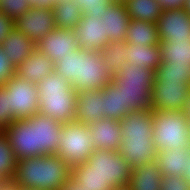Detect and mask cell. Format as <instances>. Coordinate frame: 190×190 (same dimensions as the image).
Instances as JSON below:
<instances>
[{"label":"cell","mask_w":190,"mask_h":190,"mask_svg":"<svg viewBox=\"0 0 190 190\" xmlns=\"http://www.w3.org/2000/svg\"><path fill=\"white\" fill-rule=\"evenodd\" d=\"M55 72L77 91L102 89L110 84L113 74L100 51L79 48L55 63Z\"/></svg>","instance_id":"cell-1"},{"label":"cell","mask_w":190,"mask_h":190,"mask_svg":"<svg viewBox=\"0 0 190 190\" xmlns=\"http://www.w3.org/2000/svg\"><path fill=\"white\" fill-rule=\"evenodd\" d=\"M119 125L122 134L119 153L132 169L157 161V150L153 142L152 110L131 111L119 120Z\"/></svg>","instance_id":"cell-2"},{"label":"cell","mask_w":190,"mask_h":190,"mask_svg":"<svg viewBox=\"0 0 190 190\" xmlns=\"http://www.w3.org/2000/svg\"><path fill=\"white\" fill-rule=\"evenodd\" d=\"M71 179V167L57 154L17 160L12 183L32 190H60Z\"/></svg>","instance_id":"cell-3"},{"label":"cell","mask_w":190,"mask_h":190,"mask_svg":"<svg viewBox=\"0 0 190 190\" xmlns=\"http://www.w3.org/2000/svg\"><path fill=\"white\" fill-rule=\"evenodd\" d=\"M39 114L63 124L76 121L78 92L56 72L37 84Z\"/></svg>","instance_id":"cell-4"},{"label":"cell","mask_w":190,"mask_h":190,"mask_svg":"<svg viewBox=\"0 0 190 190\" xmlns=\"http://www.w3.org/2000/svg\"><path fill=\"white\" fill-rule=\"evenodd\" d=\"M155 72L133 67L125 63L122 69L116 72L111 82L121 91L123 106L129 111L151 110V94L154 87Z\"/></svg>","instance_id":"cell-5"},{"label":"cell","mask_w":190,"mask_h":190,"mask_svg":"<svg viewBox=\"0 0 190 190\" xmlns=\"http://www.w3.org/2000/svg\"><path fill=\"white\" fill-rule=\"evenodd\" d=\"M152 119L157 151L190 146L189 121L182 111H152Z\"/></svg>","instance_id":"cell-6"},{"label":"cell","mask_w":190,"mask_h":190,"mask_svg":"<svg viewBox=\"0 0 190 190\" xmlns=\"http://www.w3.org/2000/svg\"><path fill=\"white\" fill-rule=\"evenodd\" d=\"M91 138L88 125L78 121L63 123L56 154L72 168L87 161L96 150Z\"/></svg>","instance_id":"cell-7"},{"label":"cell","mask_w":190,"mask_h":190,"mask_svg":"<svg viewBox=\"0 0 190 190\" xmlns=\"http://www.w3.org/2000/svg\"><path fill=\"white\" fill-rule=\"evenodd\" d=\"M87 162L90 164V169L94 170L114 190L128 187L132 168L119 152L96 149Z\"/></svg>","instance_id":"cell-8"},{"label":"cell","mask_w":190,"mask_h":190,"mask_svg":"<svg viewBox=\"0 0 190 190\" xmlns=\"http://www.w3.org/2000/svg\"><path fill=\"white\" fill-rule=\"evenodd\" d=\"M4 86L8 90L9 109L16 119H27L39 113L36 84L14 74Z\"/></svg>","instance_id":"cell-9"},{"label":"cell","mask_w":190,"mask_h":190,"mask_svg":"<svg viewBox=\"0 0 190 190\" xmlns=\"http://www.w3.org/2000/svg\"><path fill=\"white\" fill-rule=\"evenodd\" d=\"M190 92V83L154 81L151 94L152 111H182Z\"/></svg>","instance_id":"cell-10"},{"label":"cell","mask_w":190,"mask_h":190,"mask_svg":"<svg viewBox=\"0 0 190 190\" xmlns=\"http://www.w3.org/2000/svg\"><path fill=\"white\" fill-rule=\"evenodd\" d=\"M4 133L9 138L17 160L39 156L36 125H32L27 119H17L4 130Z\"/></svg>","instance_id":"cell-11"},{"label":"cell","mask_w":190,"mask_h":190,"mask_svg":"<svg viewBox=\"0 0 190 190\" xmlns=\"http://www.w3.org/2000/svg\"><path fill=\"white\" fill-rule=\"evenodd\" d=\"M15 27L38 44L44 36L57 27L53 9L31 8L15 21Z\"/></svg>","instance_id":"cell-12"},{"label":"cell","mask_w":190,"mask_h":190,"mask_svg":"<svg viewBox=\"0 0 190 190\" xmlns=\"http://www.w3.org/2000/svg\"><path fill=\"white\" fill-rule=\"evenodd\" d=\"M157 25L161 42L190 40V15L184 8L162 10Z\"/></svg>","instance_id":"cell-13"},{"label":"cell","mask_w":190,"mask_h":190,"mask_svg":"<svg viewBox=\"0 0 190 190\" xmlns=\"http://www.w3.org/2000/svg\"><path fill=\"white\" fill-rule=\"evenodd\" d=\"M74 29L55 28L44 36L37 44V49L47 55L54 63L65 55L79 49Z\"/></svg>","instance_id":"cell-14"},{"label":"cell","mask_w":190,"mask_h":190,"mask_svg":"<svg viewBox=\"0 0 190 190\" xmlns=\"http://www.w3.org/2000/svg\"><path fill=\"white\" fill-rule=\"evenodd\" d=\"M27 120L32 125H36L37 148H39V156L56 154L60 145L62 124L39 113L27 118Z\"/></svg>","instance_id":"cell-15"},{"label":"cell","mask_w":190,"mask_h":190,"mask_svg":"<svg viewBox=\"0 0 190 190\" xmlns=\"http://www.w3.org/2000/svg\"><path fill=\"white\" fill-rule=\"evenodd\" d=\"M80 48L101 51L109 43L106 33L105 20L82 16L74 28Z\"/></svg>","instance_id":"cell-16"},{"label":"cell","mask_w":190,"mask_h":190,"mask_svg":"<svg viewBox=\"0 0 190 190\" xmlns=\"http://www.w3.org/2000/svg\"><path fill=\"white\" fill-rule=\"evenodd\" d=\"M88 126L95 149H109L119 152L122 141L119 121L104 117Z\"/></svg>","instance_id":"cell-17"},{"label":"cell","mask_w":190,"mask_h":190,"mask_svg":"<svg viewBox=\"0 0 190 190\" xmlns=\"http://www.w3.org/2000/svg\"><path fill=\"white\" fill-rule=\"evenodd\" d=\"M55 72V63L39 49L29 55L16 69V75L38 84Z\"/></svg>","instance_id":"cell-18"},{"label":"cell","mask_w":190,"mask_h":190,"mask_svg":"<svg viewBox=\"0 0 190 190\" xmlns=\"http://www.w3.org/2000/svg\"><path fill=\"white\" fill-rule=\"evenodd\" d=\"M101 19L105 20L109 41L125 42L130 17L123 1H112Z\"/></svg>","instance_id":"cell-19"},{"label":"cell","mask_w":190,"mask_h":190,"mask_svg":"<svg viewBox=\"0 0 190 190\" xmlns=\"http://www.w3.org/2000/svg\"><path fill=\"white\" fill-rule=\"evenodd\" d=\"M0 46L15 69L37 49V44L16 27Z\"/></svg>","instance_id":"cell-20"},{"label":"cell","mask_w":190,"mask_h":190,"mask_svg":"<svg viewBox=\"0 0 190 190\" xmlns=\"http://www.w3.org/2000/svg\"><path fill=\"white\" fill-rule=\"evenodd\" d=\"M102 89L82 90L78 92L76 106V121L85 125L101 120Z\"/></svg>","instance_id":"cell-21"},{"label":"cell","mask_w":190,"mask_h":190,"mask_svg":"<svg viewBox=\"0 0 190 190\" xmlns=\"http://www.w3.org/2000/svg\"><path fill=\"white\" fill-rule=\"evenodd\" d=\"M189 161L190 146L157 151V162L163 176L184 177Z\"/></svg>","instance_id":"cell-22"},{"label":"cell","mask_w":190,"mask_h":190,"mask_svg":"<svg viewBox=\"0 0 190 190\" xmlns=\"http://www.w3.org/2000/svg\"><path fill=\"white\" fill-rule=\"evenodd\" d=\"M163 173L157 161L139 165L132 169L128 188L130 190H161Z\"/></svg>","instance_id":"cell-23"},{"label":"cell","mask_w":190,"mask_h":190,"mask_svg":"<svg viewBox=\"0 0 190 190\" xmlns=\"http://www.w3.org/2000/svg\"><path fill=\"white\" fill-rule=\"evenodd\" d=\"M126 62L133 67L140 66L153 72L161 65V50L159 45L136 46L126 43Z\"/></svg>","instance_id":"cell-24"},{"label":"cell","mask_w":190,"mask_h":190,"mask_svg":"<svg viewBox=\"0 0 190 190\" xmlns=\"http://www.w3.org/2000/svg\"><path fill=\"white\" fill-rule=\"evenodd\" d=\"M159 42L157 23L130 19L125 43L143 47L159 45Z\"/></svg>","instance_id":"cell-25"},{"label":"cell","mask_w":190,"mask_h":190,"mask_svg":"<svg viewBox=\"0 0 190 190\" xmlns=\"http://www.w3.org/2000/svg\"><path fill=\"white\" fill-rule=\"evenodd\" d=\"M128 113L129 111L123 106L121 91H119L112 82L102 88L101 114L105 118L119 121Z\"/></svg>","instance_id":"cell-26"},{"label":"cell","mask_w":190,"mask_h":190,"mask_svg":"<svg viewBox=\"0 0 190 190\" xmlns=\"http://www.w3.org/2000/svg\"><path fill=\"white\" fill-rule=\"evenodd\" d=\"M128 16L133 20L157 23L162 8L156 0H124Z\"/></svg>","instance_id":"cell-27"},{"label":"cell","mask_w":190,"mask_h":190,"mask_svg":"<svg viewBox=\"0 0 190 190\" xmlns=\"http://www.w3.org/2000/svg\"><path fill=\"white\" fill-rule=\"evenodd\" d=\"M52 9L57 28L74 29L83 15L81 7L75 0L57 1Z\"/></svg>","instance_id":"cell-28"},{"label":"cell","mask_w":190,"mask_h":190,"mask_svg":"<svg viewBox=\"0 0 190 190\" xmlns=\"http://www.w3.org/2000/svg\"><path fill=\"white\" fill-rule=\"evenodd\" d=\"M71 179L82 187V190H114L85 161L71 168Z\"/></svg>","instance_id":"cell-29"},{"label":"cell","mask_w":190,"mask_h":190,"mask_svg":"<svg viewBox=\"0 0 190 190\" xmlns=\"http://www.w3.org/2000/svg\"><path fill=\"white\" fill-rule=\"evenodd\" d=\"M161 62H173L174 65L190 66V40L159 42Z\"/></svg>","instance_id":"cell-30"},{"label":"cell","mask_w":190,"mask_h":190,"mask_svg":"<svg viewBox=\"0 0 190 190\" xmlns=\"http://www.w3.org/2000/svg\"><path fill=\"white\" fill-rule=\"evenodd\" d=\"M17 167V158L4 131H0V183L12 182Z\"/></svg>","instance_id":"cell-31"},{"label":"cell","mask_w":190,"mask_h":190,"mask_svg":"<svg viewBox=\"0 0 190 190\" xmlns=\"http://www.w3.org/2000/svg\"><path fill=\"white\" fill-rule=\"evenodd\" d=\"M126 53V43L117 41H110L100 51L104 63L113 75L121 70L122 66L126 63Z\"/></svg>","instance_id":"cell-32"},{"label":"cell","mask_w":190,"mask_h":190,"mask_svg":"<svg viewBox=\"0 0 190 190\" xmlns=\"http://www.w3.org/2000/svg\"><path fill=\"white\" fill-rule=\"evenodd\" d=\"M155 81H173L190 83V66L174 65L173 62H161L155 72Z\"/></svg>","instance_id":"cell-33"},{"label":"cell","mask_w":190,"mask_h":190,"mask_svg":"<svg viewBox=\"0 0 190 190\" xmlns=\"http://www.w3.org/2000/svg\"><path fill=\"white\" fill-rule=\"evenodd\" d=\"M28 0H0V12L16 21L22 14L31 9Z\"/></svg>","instance_id":"cell-34"},{"label":"cell","mask_w":190,"mask_h":190,"mask_svg":"<svg viewBox=\"0 0 190 190\" xmlns=\"http://www.w3.org/2000/svg\"><path fill=\"white\" fill-rule=\"evenodd\" d=\"M112 1L113 0H75L83 11L82 16H89L91 18H101Z\"/></svg>","instance_id":"cell-35"},{"label":"cell","mask_w":190,"mask_h":190,"mask_svg":"<svg viewBox=\"0 0 190 190\" xmlns=\"http://www.w3.org/2000/svg\"><path fill=\"white\" fill-rule=\"evenodd\" d=\"M17 119L9 109L8 90L4 85H0V131H4Z\"/></svg>","instance_id":"cell-36"},{"label":"cell","mask_w":190,"mask_h":190,"mask_svg":"<svg viewBox=\"0 0 190 190\" xmlns=\"http://www.w3.org/2000/svg\"><path fill=\"white\" fill-rule=\"evenodd\" d=\"M161 190H190V185L184 177L163 176Z\"/></svg>","instance_id":"cell-37"},{"label":"cell","mask_w":190,"mask_h":190,"mask_svg":"<svg viewBox=\"0 0 190 190\" xmlns=\"http://www.w3.org/2000/svg\"><path fill=\"white\" fill-rule=\"evenodd\" d=\"M16 74V69L11 64L10 59L4 55L0 46V85L7 83Z\"/></svg>","instance_id":"cell-38"},{"label":"cell","mask_w":190,"mask_h":190,"mask_svg":"<svg viewBox=\"0 0 190 190\" xmlns=\"http://www.w3.org/2000/svg\"><path fill=\"white\" fill-rule=\"evenodd\" d=\"M15 27V21L0 12V45Z\"/></svg>","instance_id":"cell-39"},{"label":"cell","mask_w":190,"mask_h":190,"mask_svg":"<svg viewBox=\"0 0 190 190\" xmlns=\"http://www.w3.org/2000/svg\"><path fill=\"white\" fill-rule=\"evenodd\" d=\"M163 10L184 8L185 0H156Z\"/></svg>","instance_id":"cell-40"},{"label":"cell","mask_w":190,"mask_h":190,"mask_svg":"<svg viewBox=\"0 0 190 190\" xmlns=\"http://www.w3.org/2000/svg\"><path fill=\"white\" fill-rule=\"evenodd\" d=\"M32 8H52L57 1L56 0H28Z\"/></svg>","instance_id":"cell-41"},{"label":"cell","mask_w":190,"mask_h":190,"mask_svg":"<svg viewBox=\"0 0 190 190\" xmlns=\"http://www.w3.org/2000/svg\"><path fill=\"white\" fill-rule=\"evenodd\" d=\"M60 190H82V187L70 179Z\"/></svg>","instance_id":"cell-42"},{"label":"cell","mask_w":190,"mask_h":190,"mask_svg":"<svg viewBox=\"0 0 190 190\" xmlns=\"http://www.w3.org/2000/svg\"><path fill=\"white\" fill-rule=\"evenodd\" d=\"M182 112L187 116L188 121H189V130H190V92L188 94V99L186 104L184 105V108Z\"/></svg>","instance_id":"cell-43"},{"label":"cell","mask_w":190,"mask_h":190,"mask_svg":"<svg viewBox=\"0 0 190 190\" xmlns=\"http://www.w3.org/2000/svg\"><path fill=\"white\" fill-rule=\"evenodd\" d=\"M0 190H16V185L10 183H0Z\"/></svg>","instance_id":"cell-44"},{"label":"cell","mask_w":190,"mask_h":190,"mask_svg":"<svg viewBox=\"0 0 190 190\" xmlns=\"http://www.w3.org/2000/svg\"><path fill=\"white\" fill-rule=\"evenodd\" d=\"M184 178L188 181L190 185V161L188 162L187 169L184 172Z\"/></svg>","instance_id":"cell-45"},{"label":"cell","mask_w":190,"mask_h":190,"mask_svg":"<svg viewBox=\"0 0 190 190\" xmlns=\"http://www.w3.org/2000/svg\"><path fill=\"white\" fill-rule=\"evenodd\" d=\"M184 10L190 15V0H185Z\"/></svg>","instance_id":"cell-46"},{"label":"cell","mask_w":190,"mask_h":190,"mask_svg":"<svg viewBox=\"0 0 190 190\" xmlns=\"http://www.w3.org/2000/svg\"><path fill=\"white\" fill-rule=\"evenodd\" d=\"M16 190H32V189H25V188H21L19 186H16Z\"/></svg>","instance_id":"cell-47"},{"label":"cell","mask_w":190,"mask_h":190,"mask_svg":"<svg viewBox=\"0 0 190 190\" xmlns=\"http://www.w3.org/2000/svg\"><path fill=\"white\" fill-rule=\"evenodd\" d=\"M115 190H130L128 187H122V188H118V189H115Z\"/></svg>","instance_id":"cell-48"}]
</instances>
